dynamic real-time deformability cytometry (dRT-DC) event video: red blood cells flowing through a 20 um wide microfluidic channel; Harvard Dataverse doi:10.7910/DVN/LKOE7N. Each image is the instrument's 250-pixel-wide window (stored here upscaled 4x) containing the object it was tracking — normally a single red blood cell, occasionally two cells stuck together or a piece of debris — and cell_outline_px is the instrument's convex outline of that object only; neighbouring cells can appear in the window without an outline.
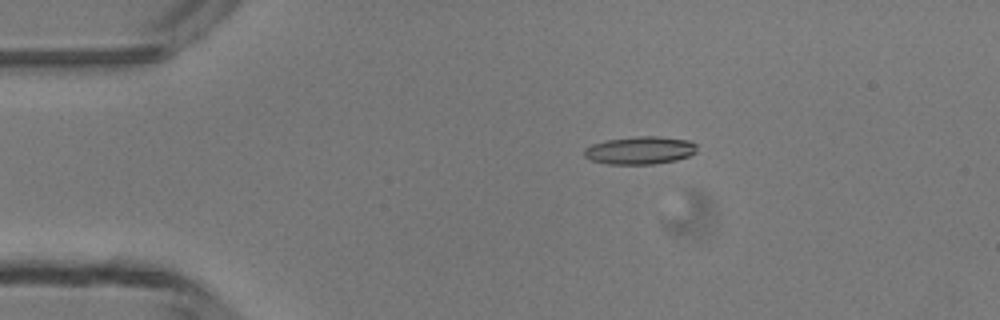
{"species": "common noctule bat (a hibernating species)", "species_latin": "Nyctalus noctula", "temperature_condition": "room temperature", "stored_images_in_passage": 4, "camera_frame_rate_fps": 3000, "um_per_image_px": 0.085, "animal": {"sex": "male", "body_mass_g": 13.3}, "frame": {"image": 1, "passage_image": 3, "time_ms": 2.333, "image_size_px": [1000, 320], "cell_outline_px": [[696, 152], [688, 156], [676, 160], [652, 164], [608, 164], [592, 160], [584, 156], [584, 148], [592, 144], [604, 140], [636, 136], [660, 136], [688, 140], [696, 144]], "centroid_in_image_um": [54.38, 12.77], "position_along_channel_um": 30.6, "area_um2": 18.32}}